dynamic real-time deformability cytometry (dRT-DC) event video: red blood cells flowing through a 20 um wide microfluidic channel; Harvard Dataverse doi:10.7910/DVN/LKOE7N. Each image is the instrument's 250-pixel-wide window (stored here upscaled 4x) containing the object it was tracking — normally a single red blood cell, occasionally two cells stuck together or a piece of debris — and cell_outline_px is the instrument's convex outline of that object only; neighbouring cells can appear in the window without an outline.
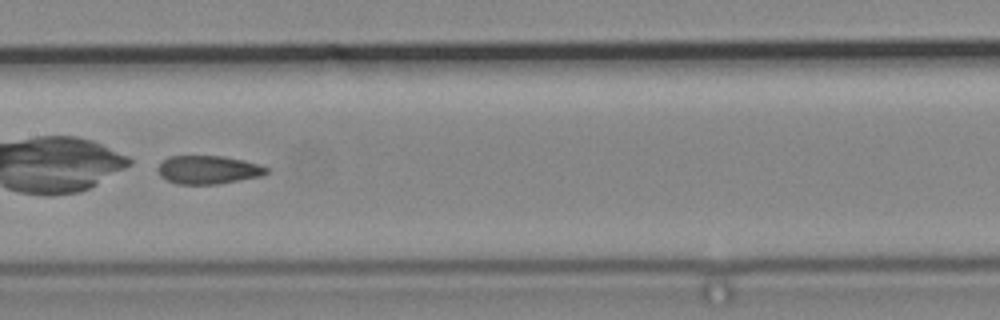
{"species": "common noctule bat (a hibernating species)", "species_latin": "Nyctalus noctula", "temperature_condition": "cold", "stored_images_in_passage": 35, "camera_frame_rate_fps": 3000, "um_per_image_px": 0.085, "animal": {"sex": "male", "body_mass_g": 19.2, "forearm_length_mm": 51.8}, "frame": {"image": 1, "passage_image": 11, "time_ms": 3.333, "image_size_px": [1000, 320], "cell_outline_px": [[268, 172], [260, 176], [216, 184], [176, 184], [160, 176], [156, 168], [168, 156], [224, 156], [244, 160], [268, 168]], "centroid_in_image_um": [17.66, 14.42], "position_along_channel_um": 189.7, "area_um2": 17.8}}
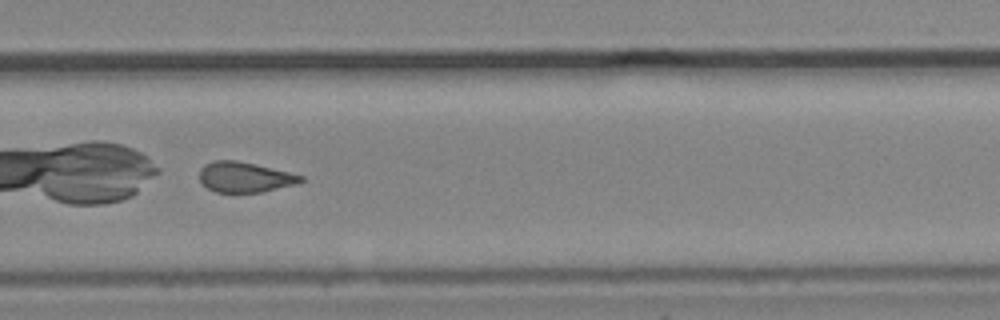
{"frame": {"image": 2, "passage_image": 20, "time_ms": 6.333, "image_size_px": [1000, 320], "cell_outline_px": [[304, 180], [300, 184], [260, 192], [216, 192], [208, 188], [200, 180], [200, 168], [204, 164], [216, 160], [236, 160], [256, 164], [304, 176]], "centroid_in_image_um": [20.83, 15.05], "position_along_channel_um": 309.0, "area_um2": 17.92}}